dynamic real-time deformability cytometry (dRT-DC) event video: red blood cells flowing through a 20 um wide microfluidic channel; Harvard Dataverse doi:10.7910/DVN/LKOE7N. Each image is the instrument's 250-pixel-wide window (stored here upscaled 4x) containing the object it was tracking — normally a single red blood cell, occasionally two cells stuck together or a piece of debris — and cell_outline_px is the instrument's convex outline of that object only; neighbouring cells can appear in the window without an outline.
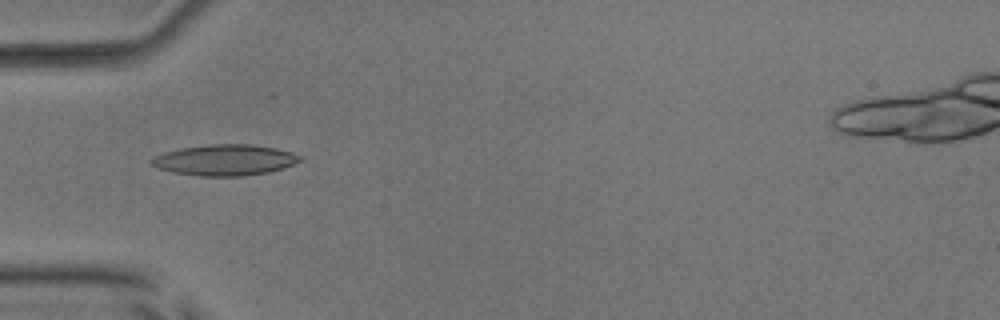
{"species": "common noctule bat (a hibernating species)", "species_latin": "Nyctalus noctula", "temperature_condition": "room temperature", "stored_images_in_passage": 35, "camera_frame_rate_fps": 3000, "um_per_image_px": 0.085, "animal": {"sex": "male", "body_mass_g": 17.9, "forearm_length_mm": 54.2}, "frame": {"image": 1, "passage_image": 10, "time_ms": 3.0, "image_size_px": [1000, 320], "cell_outline_px": [[304, 160], [268, 172], [244, 176], [200, 176], [172, 172], [160, 168], [152, 164], [148, 160], [164, 152], [180, 148], [212, 144], [252, 144], [276, 148], [292, 152], [304, 156]], "centroid_in_image_um": [19.14, 13.59], "position_along_channel_um": 65.9, "area_um2": 26.76}}
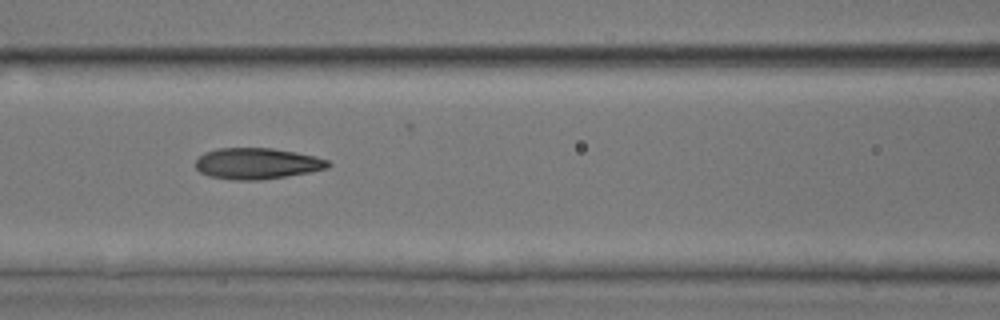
{"frame": {"image": 2, "passage_image": 16, "time_ms": 5.0, "image_size_px": [1000, 320], "cell_outline_px": [[332, 164], [328, 168], [308, 172], [260, 180], [232, 180], [208, 176], [200, 172], [196, 168], [196, 160], [204, 152], [216, 148], [272, 148], [296, 152], [316, 156], [328, 160]], "centroid_in_image_um": [21.84, 13.89], "position_along_channel_um": 144.8, "area_um2": 24.1}}
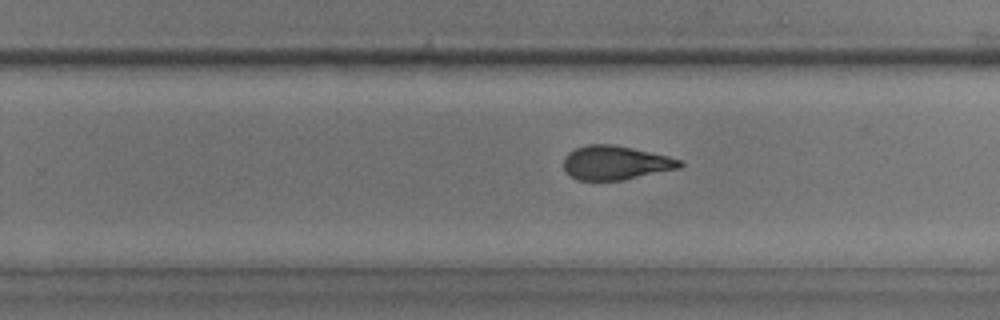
{"frame": {"image": 3, "passage_image": 26, "time_ms": 8.333, "image_size_px": [1000, 320], "cell_outline_px": [[684, 164], [680, 168], [624, 180], [576, 180], [568, 176], [564, 168], [564, 156], [568, 152], [576, 148], [588, 144], [612, 144], [632, 148], [668, 156], [680, 160]], "centroid_in_image_um": [52.29, 13.84], "position_along_channel_um": 277.5, "area_um2": 23.12}, "authors_computed_cell_mechanics": {"area_um2": 23.8136, "velocity_mm_per_s": 4.0053, "shape_relaxation_time_tau1_ms": 7.4243, "shape_relaxation_time_tau2_ms": 1.6779, "deformation_change_tau1": 0.2267, "deformation_change_tau2": 0.1055}}